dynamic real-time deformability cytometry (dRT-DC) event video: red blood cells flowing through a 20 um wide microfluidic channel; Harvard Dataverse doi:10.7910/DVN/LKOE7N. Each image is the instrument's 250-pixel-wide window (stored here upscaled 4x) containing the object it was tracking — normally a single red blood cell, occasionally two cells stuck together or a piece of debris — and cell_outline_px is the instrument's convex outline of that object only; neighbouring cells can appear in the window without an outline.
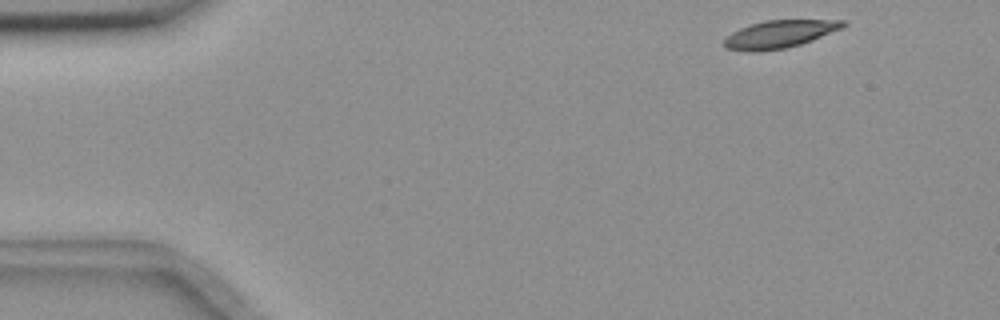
{"species": "common noctule bat (a hibernating species)", "species_latin": "Nyctalus noctula", "temperature_condition": "room temperature", "stored_images_in_passage": 51, "camera_frame_rate_fps": 3000, "um_per_image_px": 0.085, "animal": {"sex": "female", "body_mass_g": 18.4}, "frame": {"image": 1, "passage_image": 1, "time_ms": 0.0, "image_size_px": [1000, 320], "cell_outline_px": [[848, 24], [840, 28], [812, 40], [788, 48], [756, 52], [748, 52], [724, 48], [724, 40], [732, 32], [740, 28], [764, 20], [844, 20]], "centroid_in_image_um": [66.22, 2.91], "position_along_channel_um": 18.8, "area_um2": 19.07}}
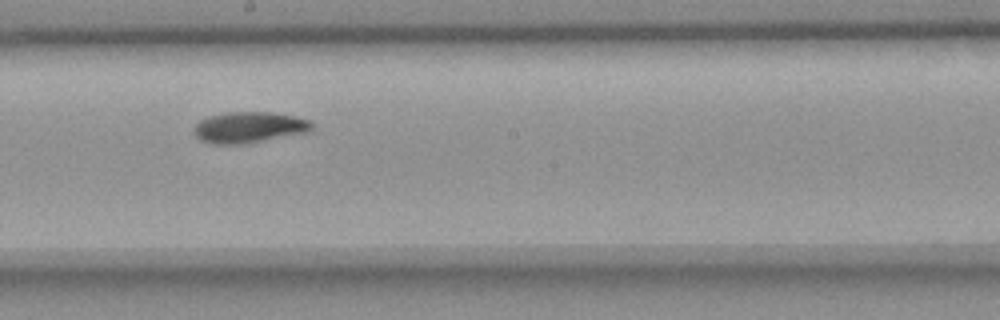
{"frame": {"image": 2, "passage_image": 26, "time_ms": 8.333, "image_size_px": [1000, 320], "cell_outline_px": [[312, 128], [308, 132], [244, 144], [212, 144], [200, 140], [196, 136], [192, 128], [200, 120], [208, 116], [228, 112], [272, 112], [296, 116], [312, 120]], "centroid_in_image_um": [21.17, 10.82], "position_along_channel_um": 227.0, "area_um2": 21.5}}
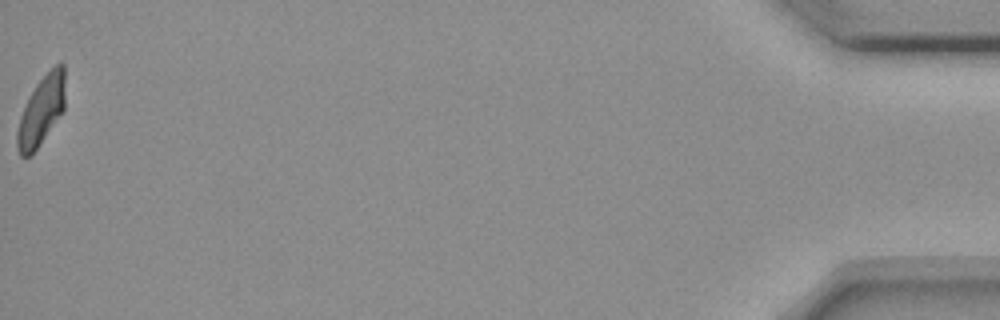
{"frame": {"image": 3, "passage_image": 51, "time_ms": 16.667, "image_size_px": [1000, 320], "cell_outline_px": [[64, 108], [60, 116], [36, 148], [28, 156], [20, 156], [16, 148], [16, 132], [20, 116], [28, 96], [36, 84], [60, 60], [64, 64]], "centroid_in_image_um": [3.49, 9.39], "position_along_channel_um": 431.7, "area_um2": 19.13}, "authors_computed_cell_mechanics": {"area_um2": 20.3456, "velocity_mm_per_s": 3.6372, "shape_relaxation_time_tau1_ms": 4.3449, "shape_relaxation_time_tau2_ms": null, "deformation_change_tau1": 0.1486, "deformation_change_tau2": null}}